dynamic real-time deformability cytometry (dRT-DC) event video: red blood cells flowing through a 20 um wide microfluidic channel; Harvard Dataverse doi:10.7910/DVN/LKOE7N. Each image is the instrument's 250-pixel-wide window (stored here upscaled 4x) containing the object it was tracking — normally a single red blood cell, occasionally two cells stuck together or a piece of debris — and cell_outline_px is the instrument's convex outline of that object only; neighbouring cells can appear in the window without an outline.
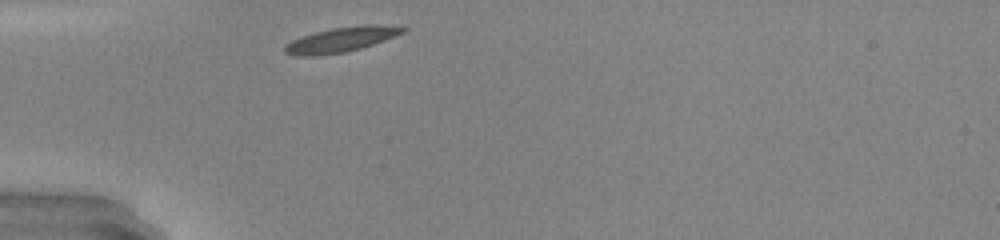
{"species": "common noctule bat (a hibernating species)", "species_latin": "Nyctalus noctula", "temperature_condition": "warm", "stored_images_in_passage": 26, "camera_frame_rate_fps": 3000, "um_per_image_px": 0.085, "animal": {"sex": "male", "body_mass_g": 20.0, "forearm_length_mm": 53.3}, "frame": {"image": 1, "passage_image": 1, "time_ms": 0.0, "image_size_px": [1000, 240], "cell_outline_px": [[408, 28], [404, 32], [384, 40], [360, 48], [344, 52], [316, 56], [296, 56], [284, 52], [284, 44], [300, 36], [332, 28], [368, 24]], "centroid_in_image_um": [28.91, 3.38], "position_along_channel_um": 56.1, "area_um2": 16.88}}
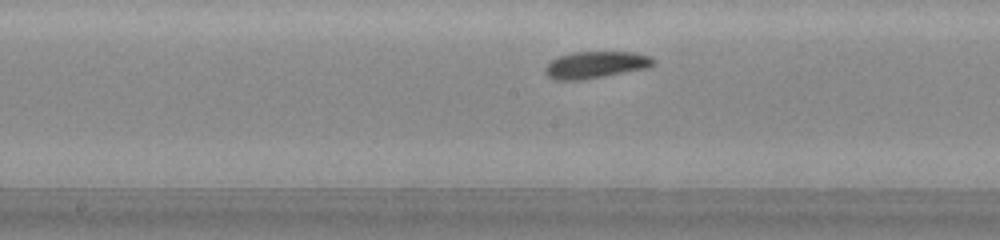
{"frame": {"image": 2, "passage_image": 12, "time_ms": 3.667, "image_size_px": [1000, 240], "cell_outline_px": [[656, 64], [648, 68], [604, 76], [580, 80], [552, 80], [544, 72], [544, 68], [552, 60], [560, 56], [572, 52], [636, 52], [652, 56], [656, 60]], "centroid_in_image_um": [50.67, 5.51], "position_along_channel_um": 197.5, "area_um2": 17.11}}
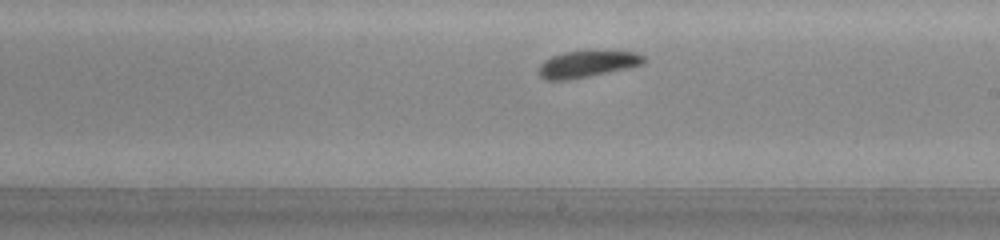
{"frame": {"image": 3, "passage_image": 15, "time_ms": 4.667, "image_size_px": [1000, 240], "cell_outline_px": [[644, 64], [588, 76], [568, 80], [544, 80], [540, 76], [540, 64], [544, 60], [552, 56], [564, 52], [636, 52], [644, 56]], "centroid_in_image_um": [49.87, 5.46], "position_along_channel_um": 239.1, "area_um2": 15.72}, "authors_computed_cell_mechanics": {"area_um2": 16.7042, "velocity_mm_per_s": 4.165, "shape_relaxation_time_tau1_ms": 2.3484, "shape_relaxation_time_tau2_ms": 1.9734, "deformation_change_tau1": 0.1186, "deformation_change_tau2": 0.0894}}